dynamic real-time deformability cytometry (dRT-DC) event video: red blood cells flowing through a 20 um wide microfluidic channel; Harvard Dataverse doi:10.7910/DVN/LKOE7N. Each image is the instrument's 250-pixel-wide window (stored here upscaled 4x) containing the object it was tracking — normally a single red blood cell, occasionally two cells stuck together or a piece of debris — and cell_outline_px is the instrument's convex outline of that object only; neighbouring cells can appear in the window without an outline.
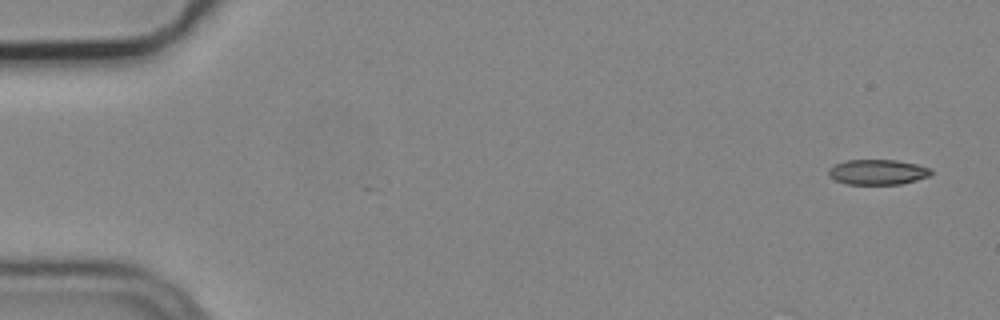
{"species": "common noctule bat (a hibernating species)", "species_latin": "Nyctalus noctula", "temperature_condition": "cold", "stored_images_in_passage": 4, "camera_frame_rate_fps": 3000, "um_per_image_px": 0.085, "animal": {"sex": "male", "body_mass_g": 19.2, "forearm_length_mm": 51.8}, "frame": {"image": 1, "passage_image": 1, "time_ms": 0.0, "image_size_px": [1000, 320], "cell_outline_px": [[932, 176], [900, 184], [844, 184], [828, 176], [828, 168], [836, 164], [848, 160], [896, 160], [916, 164], [932, 168]], "centroid_in_image_um": [74.62, 14.63], "position_along_channel_um": 10.4, "area_um2": 15.14}}
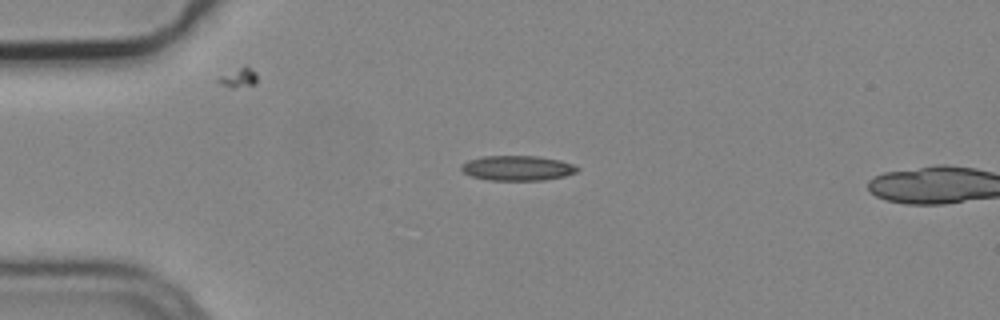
{"frame": {"image": 2, "passage_image": 3, "time_ms": 0.667, "image_size_px": [1000, 320], "cell_outline_px": [[580, 168], [576, 172], [564, 176], [544, 180], [488, 180], [472, 176], [464, 172], [460, 168], [460, 164], [468, 160], [480, 156], [540, 156], [560, 160], [572, 164]], "centroid_in_image_um": [43.96, 14.28], "position_along_channel_um": 41.0, "area_um2": 16.94}}